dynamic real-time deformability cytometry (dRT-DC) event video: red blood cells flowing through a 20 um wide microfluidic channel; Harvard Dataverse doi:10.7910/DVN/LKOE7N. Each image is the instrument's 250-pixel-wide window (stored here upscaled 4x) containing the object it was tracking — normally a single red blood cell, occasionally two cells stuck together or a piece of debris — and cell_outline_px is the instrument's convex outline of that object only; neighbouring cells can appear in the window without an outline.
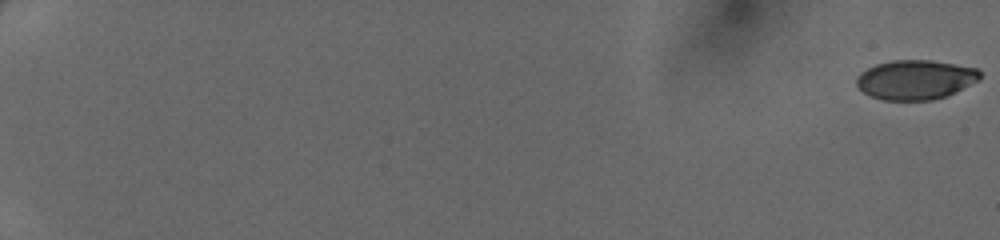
{"species": "human", "species_latin": "Homo sapiens", "temperature_condition": "cold", "stored_images_in_passage": 51, "camera_frame_rate_fps": 3000, "um_per_image_px": 0.085, "donor": {"sex": "female"}, "frame": {"image": 1, "passage_image": 1, "time_ms": 0.0, "image_size_px": [1000, 240], "cell_outline_px": [[980, 80], [948, 96], [932, 100], [884, 100], [872, 96], [864, 92], [856, 84], [856, 76], [860, 72], [876, 64], [892, 60], [932, 60], [976, 68], [980, 72]], "centroid_in_image_um": [77.82, 6.77], "position_along_channel_um": 7.2, "area_um2": 28.5}}
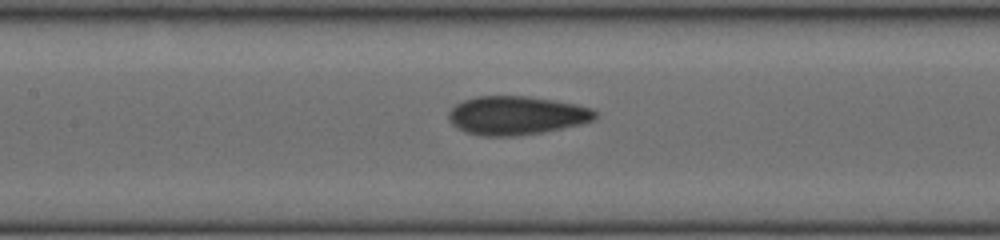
{"frame": {"image": 2, "passage_image": 28, "time_ms": 9.0, "image_size_px": [1000, 240], "cell_outline_px": [[596, 116], [592, 120], [580, 124], [540, 132], [516, 136], [480, 136], [464, 132], [456, 128], [448, 120], [448, 112], [456, 104], [464, 100], [476, 96], [528, 96], [576, 104], [592, 108], [596, 112]], "centroid_in_image_um": [43.84, 9.81], "position_along_channel_um": 163.6, "area_um2": 32.95}}
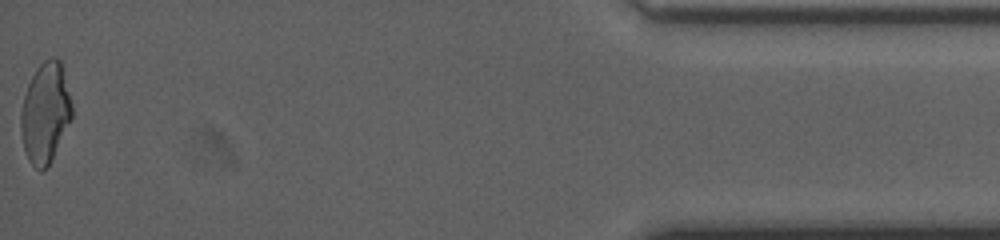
{"frame": {"image": 3, "passage_image": 51, "time_ms": 16.667, "image_size_px": [1000, 240], "cell_outline_px": [[72, 116], [52, 160], [40, 172], [28, 160], [24, 148], [20, 128], [20, 112], [24, 96], [28, 84], [36, 68], [44, 60], [52, 56], [56, 56], [60, 60], [72, 104]], "centroid_in_image_um": [3.84, 9.58], "position_along_channel_um": 431.4, "area_um2": 29.71}}